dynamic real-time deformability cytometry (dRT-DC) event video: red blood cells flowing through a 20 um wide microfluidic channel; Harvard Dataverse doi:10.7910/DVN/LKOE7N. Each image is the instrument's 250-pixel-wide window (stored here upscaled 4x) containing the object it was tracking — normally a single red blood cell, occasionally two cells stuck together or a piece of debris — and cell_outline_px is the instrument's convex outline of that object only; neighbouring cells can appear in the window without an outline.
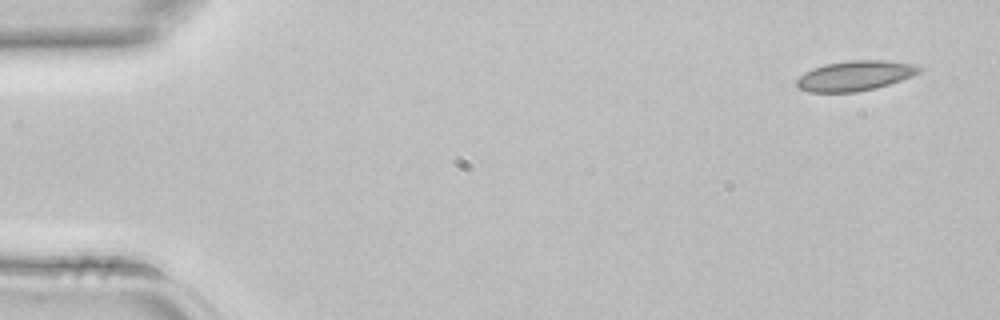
{"species": "common noctule bat (a hibernating species)", "species_latin": "Nyctalus noctula", "temperature_condition": "room temperature", "stored_images_in_passage": 3, "camera_frame_rate_fps": 3000, "um_per_image_px": 0.085, "animal": {"sex": "female", "body_mass_g": 22.7, "forearm_length_mm": 54.2}, "frame": {"image": 1, "passage_image": 1, "time_ms": 0.0, "image_size_px": [1000, 320], "cell_outline_px": [[924, 68], [920, 72], [912, 76], [876, 88], [856, 92], [808, 92], [800, 88], [796, 84], [796, 80], [804, 72], [812, 68], [824, 64], [848, 60], [884, 60], [912, 64]], "centroid_in_image_um": [72.66, 6.43], "position_along_channel_um": 12.3, "area_um2": 21.44}}
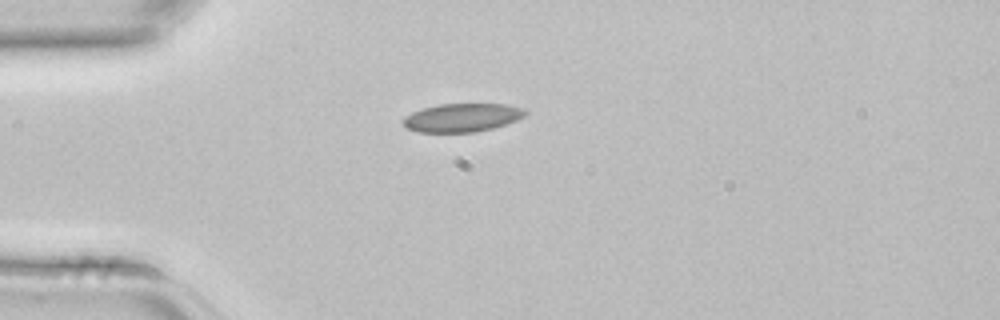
{"frame": {"image": 2, "passage_image": 3, "time_ms": 0.667, "image_size_px": [1000, 320], "cell_outline_px": [[528, 112], [524, 116], [516, 120], [492, 128], [476, 132], [416, 132], [408, 128], [400, 120], [404, 116], [412, 112], [424, 108], [440, 104], [504, 104], [524, 108]], "centroid_in_image_um": [39.26, 9.99], "position_along_channel_um": 45.7, "area_um2": 20.17}}